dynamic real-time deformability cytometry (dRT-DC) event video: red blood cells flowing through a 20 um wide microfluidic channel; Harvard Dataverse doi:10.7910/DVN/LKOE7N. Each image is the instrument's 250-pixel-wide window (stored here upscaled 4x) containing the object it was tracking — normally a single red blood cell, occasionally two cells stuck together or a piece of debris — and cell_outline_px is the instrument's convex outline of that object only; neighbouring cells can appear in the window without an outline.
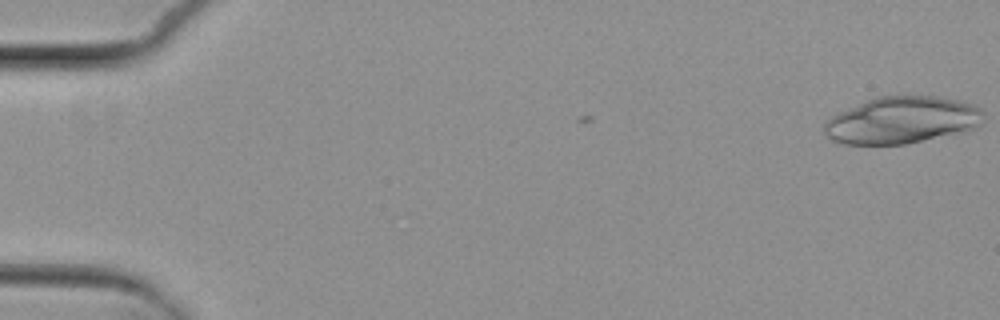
{"species": "common noctule bat (a hibernating species)", "species_latin": "Nyctalus noctula", "temperature_condition": "cold", "stored_images_in_passage": 6, "camera_frame_rate_fps": 3000, "um_per_image_px": 0.085, "animal": {"sex": "female", "body_mass_g": 29.2, "forearm_length_mm": 56.3}, "frame": {"image": 1, "passage_image": 6, "time_ms": 6.667, "image_size_px": [1000, 320], "cell_outline_px": [[984, 112], [980, 124], [976, 128], [964, 132], [904, 144], [844, 144], [832, 140], [824, 132], [824, 124], [832, 116], [840, 112], [876, 96], [940, 96], [960, 100], [972, 104], [980, 108]], "centroid_in_image_um": [76.7, 10.21], "position_along_channel_um": 8.3, "area_um2": 43.47}}